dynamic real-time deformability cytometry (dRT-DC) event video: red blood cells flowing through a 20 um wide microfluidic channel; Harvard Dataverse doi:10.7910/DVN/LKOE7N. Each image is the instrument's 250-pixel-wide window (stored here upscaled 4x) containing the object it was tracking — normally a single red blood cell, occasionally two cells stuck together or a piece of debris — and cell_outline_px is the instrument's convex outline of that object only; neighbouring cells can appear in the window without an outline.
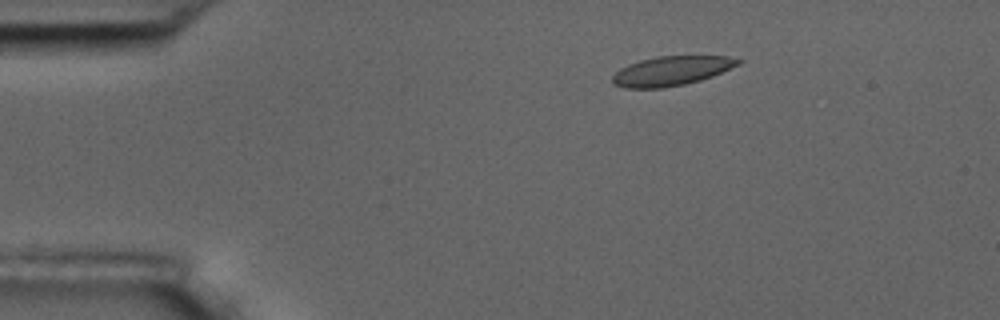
{"species": "common noctule bat (a hibernating species)", "species_latin": "Nyctalus noctula", "temperature_condition": "room temperature", "stored_images_in_passage": 5, "camera_frame_rate_fps": 3000, "um_per_image_px": 0.085, "animal": {"sex": "male", "body_mass_g": 17.5, "forearm_length_mm": 52.3}, "frame": {"image": 1, "passage_image": 3, "time_ms": 2.333, "image_size_px": [1000, 320], "cell_outline_px": [[744, 60], [740, 64], [712, 76], [700, 80], [684, 84], [664, 88], [624, 88], [612, 84], [612, 76], [620, 68], [628, 64], [640, 60], [656, 56], [728, 56]], "centroid_in_image_um": [57.05, 6.02], "position_along_channel_um": 27.9, "area_um2": 21.62}}
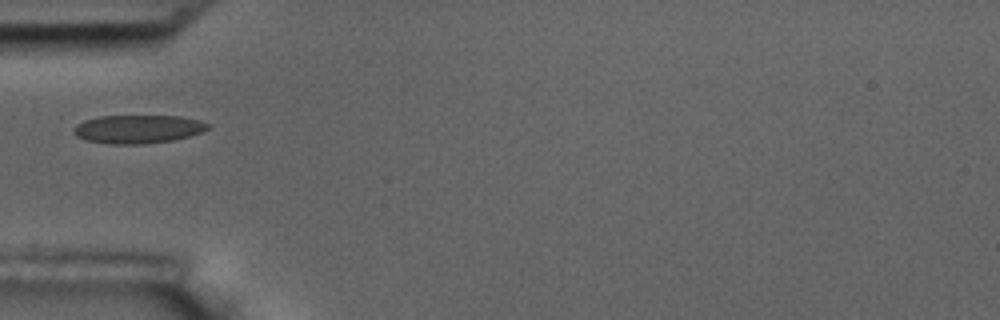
{"frame": {"image": 2, "passage_image": 5, "time_ms": 5.333, "image_size_px": [1000, 320], "cell_outline_px": [[212, 128], [204, 132], [172, 140], [144, 144], [108, 144], [84, 140], [76, 136], [72, 132], [72, 128], [76, 124], [84, 120], [100, 116], [180, 116], [200, 120], [212, 124]], "centroid_in_image_um": [11.74, 10.97], "position_along_channel_um": 73.3, "area_um2": 22.6}}